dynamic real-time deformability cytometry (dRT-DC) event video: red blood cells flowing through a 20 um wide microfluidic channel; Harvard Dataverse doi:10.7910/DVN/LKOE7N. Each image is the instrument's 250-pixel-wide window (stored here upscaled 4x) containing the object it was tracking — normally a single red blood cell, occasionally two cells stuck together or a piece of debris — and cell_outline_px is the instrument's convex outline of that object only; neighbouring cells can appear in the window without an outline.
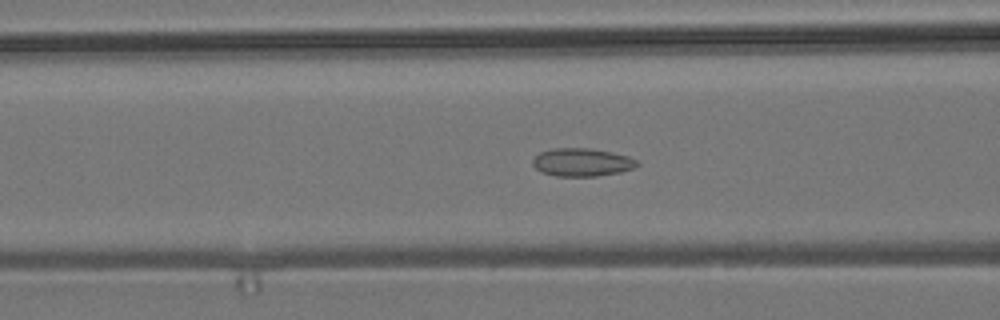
{"species": "common noctule bat (a hibernating species)", "species_latin": "Nyctalus noctula", "temperature_condition": "room temperature", "stored_images_in_passage": 55, "camera_frame_rate_fps": 3000, "um_per_image_px": 0.085, "animal": {"sex": "male", "body_mass_g": 19.2, "forearm_length_mm": 51.8}, "frame": {"image": 1, "passage_image": 21, "time_ms": 6.667, "image_size_px": [1000, 320], "cell_outline_px": [[640, 164], [632, 168], [620, 172], [596, 176], [556, 176], [540, 172], [532, 164], [532, 160], [540, 152], [552, 148], [588, 148], [612, 152], [628, 156], [636, 160]], "centroid_in_image_um": [49.44, 13.79], "position_along_channel_um": 117.2, "area_um2": 17.05}}
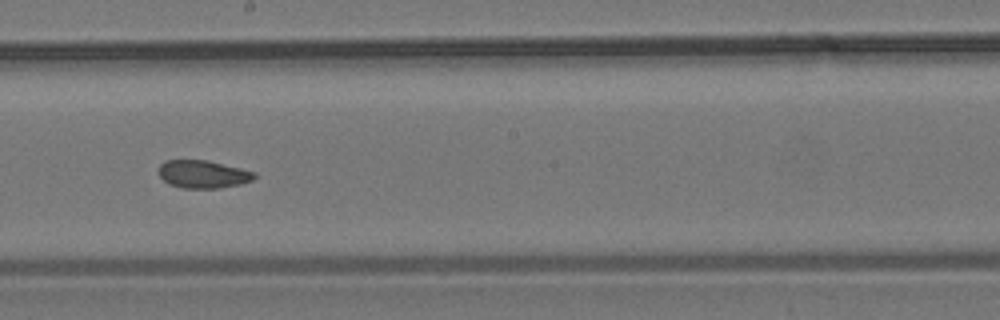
{"frame": {"image": 2, "passage_image": 30, "time_ms": 9.667, "image_size_px": [1000, 320], "cell_outline_px": [[256, 176], [252, 180], [240, 184], [220, 188], [180, 188], [168, 184], [160, 176], [160, 164], [164, 160], [208, 160], [256, 172]], "centroid_in_image_um": [17.25, 14.81], "position_along_channel_um": 230.9, "area_um2": 15.55}}
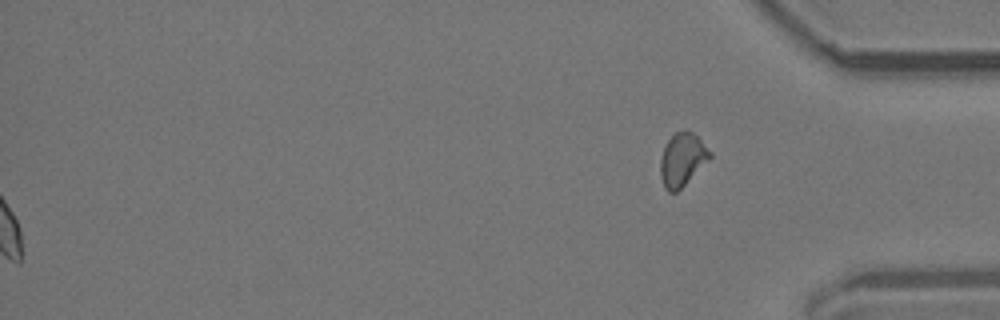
{"frame": {"image": 3, "passage_image": 55, "time_ms": 18.0, "image_size_px": [1000, 320], "cell_outline_px": [[712, 156], [676, 192], [668, 192], [664, 188], [660, 176], [660, 156], [668, 140], [676, 132], [684, 128], [692, 132], [712, 152]], "centroid_in_image_um": [57.97, 13.54], "position_along_channel_um": 377.2, "area_um2": 15.14}, "authors_computed_cell_mechanics": {"area_um2": 16.3574, "velocity_mm_per_s": 3.7946, "shape_relaxation_time_tau1_ms": null, "shape_relaxation_time_tau2_ms": 1.4792, "deformation_change_tau1": null, "deformation_change_tau2": 0.0503}}